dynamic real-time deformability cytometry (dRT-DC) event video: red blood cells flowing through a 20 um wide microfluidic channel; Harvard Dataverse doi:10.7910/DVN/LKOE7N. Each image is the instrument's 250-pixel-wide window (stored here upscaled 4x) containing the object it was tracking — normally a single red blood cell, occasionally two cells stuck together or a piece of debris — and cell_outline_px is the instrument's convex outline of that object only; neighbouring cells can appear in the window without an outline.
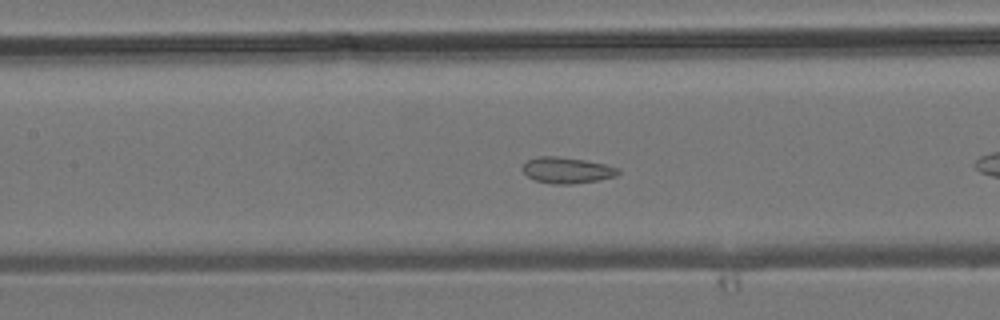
{"species": "common noctule bat (a hibernating species)", "species_latin": "Nyctalus noctula", "temperature_condition": "room temperature", "stored_images_in_passage": 35, "camera_frame_rate_fps": 3000, "um_per_image_px": 0.085, "animal": {"sex": "male", "body_mass_g": 19.2, "forearm_length_mm": 51.8}, "frame": {"image": 1, "passage_image": 9, "time_ms": 2.667, "image_size_px": [1000, 320], "cell_outline_px": [[620, 172], [616, 176], [600, 180], [572, 184], [552, 184], [536, 180], [528, 176], [520, 168], [528, 160], [540, 156], [560, 156], [584, 160], [604, 164], [620, 168]], "centroid_in_image_um": [48.21, 14.47], "position_along_channel_um": 159.2, "area_um2": 14.57}}
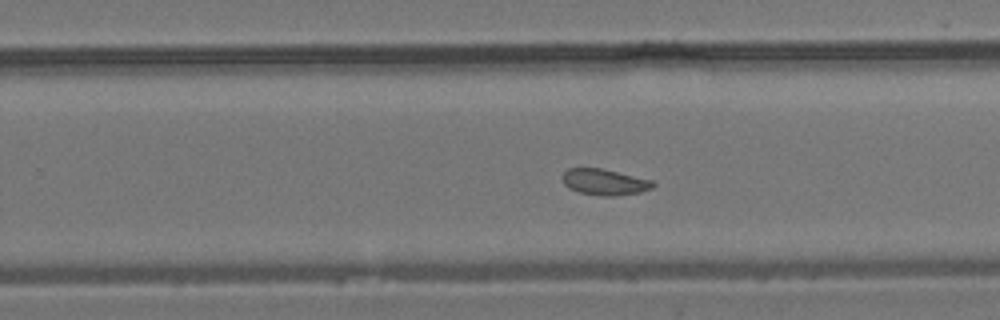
{"frame": {"image": 2, "passage_image": 17, "time_ms": 5.333, "image_size_px": [1000, 320], "cell_outline_px": [[656, 184], [652, 188], [640, 192], [612, 196], [600, 196], [580, 192], [568, 188], [564, 184], [560, 176], [568, 168], [600, 168], [652, 180]], "centroid_in_image_um": [51.35, 15.47], "position_along_channel_um": 278.4, "area_um2": 13.76}}
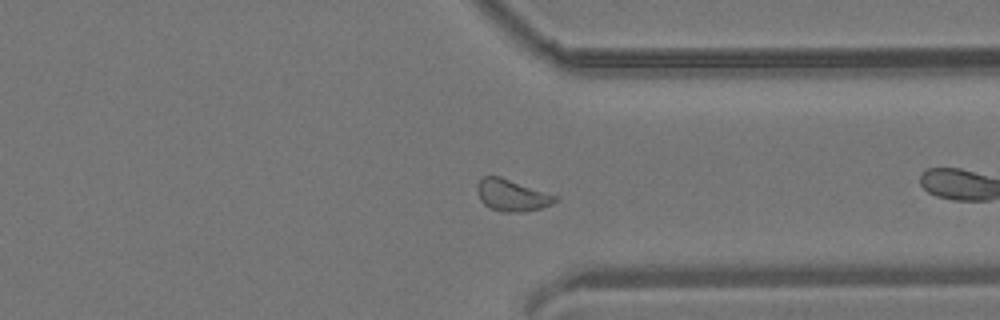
{"frame": {"image": 3, "passage_image": 23, "time_ms": 7.333, "image_size_px": [1000, 320], "cell_outline_px": [[560, 200], [552, 204], [540, 208], [524, 212], [500, 212], [484, 204], [480, 200], [476, 188], [476, 184], [484, 176], [500, 176], [560, 196]], "centroid_in_image_um": [43.55, 16.6], "position_along_channel_um": 367.8, "area_um2": 14.68}}